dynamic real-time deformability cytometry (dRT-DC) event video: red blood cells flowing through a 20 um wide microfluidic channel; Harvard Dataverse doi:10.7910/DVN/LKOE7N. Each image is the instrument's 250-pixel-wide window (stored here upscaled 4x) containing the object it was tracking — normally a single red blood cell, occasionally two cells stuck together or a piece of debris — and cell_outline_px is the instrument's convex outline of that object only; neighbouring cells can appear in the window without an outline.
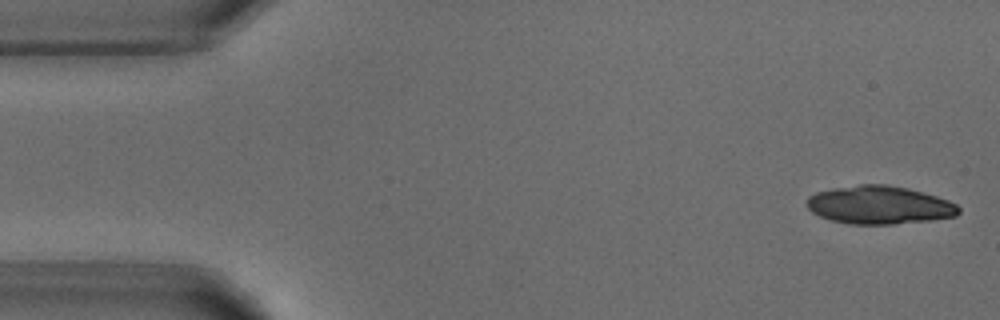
{"species": "common noctule bat (a hibernating species)", "species_latin": "Nyctalus noctula", "temperature_condition": "warm", "stored_images_in_passage": 3, "camera_frame_rate_fps": 3000, "um_per_image_px": 0.085, "animal": {"sex": "male", "body_mass_g": 18.8}, "frame": {"image": 1, "passage_image": 1, "time_ms": 0.0, "image_size_px": [1000, 320], "cell_outline_px": [[960, 212], [956, 216], [932, 220], [892, 224], [848, 224], [832, 220], [820, 216], [812, 212], [808, 208], [808, 196], [816, 192], [832, 188], [860, 184], [888, 184], [908, 188], [936, 196], [948, 200], [956, 204], [960, 208]], "centroid_in_image_um": [74.76, 17.42], "position_along_channel_um": 10.2, "area_um2": 33.81}}